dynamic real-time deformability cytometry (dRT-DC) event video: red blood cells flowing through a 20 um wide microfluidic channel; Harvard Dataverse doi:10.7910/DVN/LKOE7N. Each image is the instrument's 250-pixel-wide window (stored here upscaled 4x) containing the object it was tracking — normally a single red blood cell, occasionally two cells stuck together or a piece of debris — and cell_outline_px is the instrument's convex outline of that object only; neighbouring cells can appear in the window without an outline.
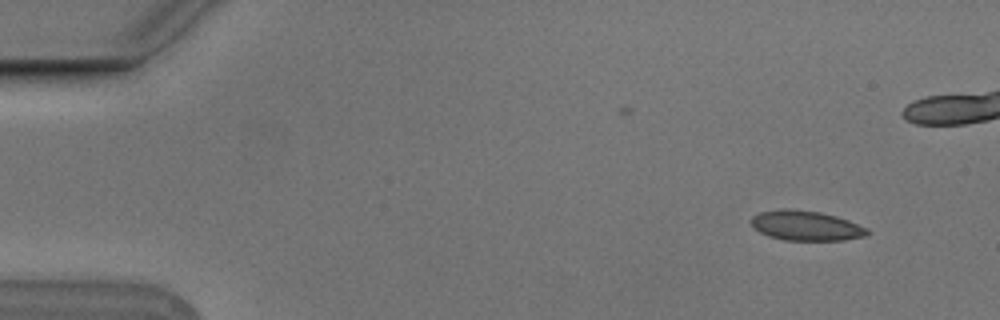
{"species": "Egyptian fruit bat (a non-hibernating species)", "species_latin": "Rousettus aegyptiacus", "temperature_condition": "cold", "stored_images_in_passage": 5, "camera_frame_rate_fps": 3000, "um_per_image_px": 0.085, "animal": {"sex": "male"}, "frame": {"image": 1, "passage_image": 1, "time_ms": 0.0, "image_size_px": [1000, 320], "cell_outline_px": [[872, 232], [864, 236], [844, 240], [784, 240], [768, 236], [752, 228], [748, 220], [752, 216], [760, 212], [780, 208], [792, 208], [820, 212], [836, 216], [848, 220], [868, 228]], "centroid_in_image_um": [68.46, 19.17], "position_along_channel_um": 16.5, "area_um2": 20.58}}